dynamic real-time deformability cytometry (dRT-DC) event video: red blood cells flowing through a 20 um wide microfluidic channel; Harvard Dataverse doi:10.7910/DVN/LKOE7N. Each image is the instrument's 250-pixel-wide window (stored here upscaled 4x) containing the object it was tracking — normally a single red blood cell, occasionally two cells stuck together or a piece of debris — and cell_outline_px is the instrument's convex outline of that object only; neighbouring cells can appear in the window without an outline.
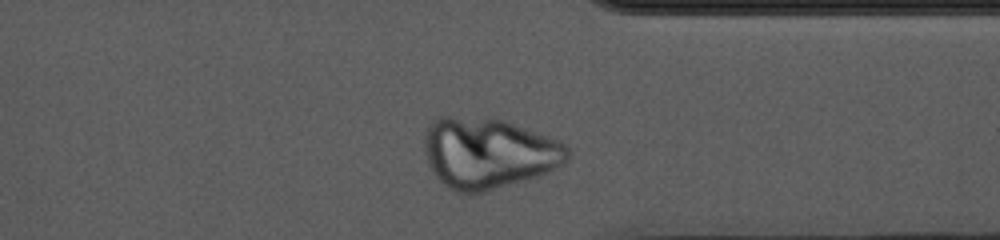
{"species": "common noctule bat (a hibernating species)", "species_latin": "Nyctalus noctula", "temperature_condition": "cold", "stored_images_in_passage": 43, "camera_frame_rate_fps": 3000, "um_per_image_px": 0.085, "animal": {"sex": "female", "body_mass_g": 10.0, "forearm_length_mm": 53.1}, "frame": {"image": 1, "passage_image": 37, "time_ms": 12.0, "image_size_px": [1000, 240], "cell_outline_px": [[568, 160], [548, 172], [524, 180], [484, 192], [468, 196], [456, 192], [444, 184], [432, 172], [428, 164], [424, 152], [424, 136], [432, 120], [436, 116], [448, 116], [504, 120], [560, 140], [568, 148]], "centroid_in_image_um": [41.48, 13.02], "position_along_channel_um": 369.9, "area_um2": 59.13}}